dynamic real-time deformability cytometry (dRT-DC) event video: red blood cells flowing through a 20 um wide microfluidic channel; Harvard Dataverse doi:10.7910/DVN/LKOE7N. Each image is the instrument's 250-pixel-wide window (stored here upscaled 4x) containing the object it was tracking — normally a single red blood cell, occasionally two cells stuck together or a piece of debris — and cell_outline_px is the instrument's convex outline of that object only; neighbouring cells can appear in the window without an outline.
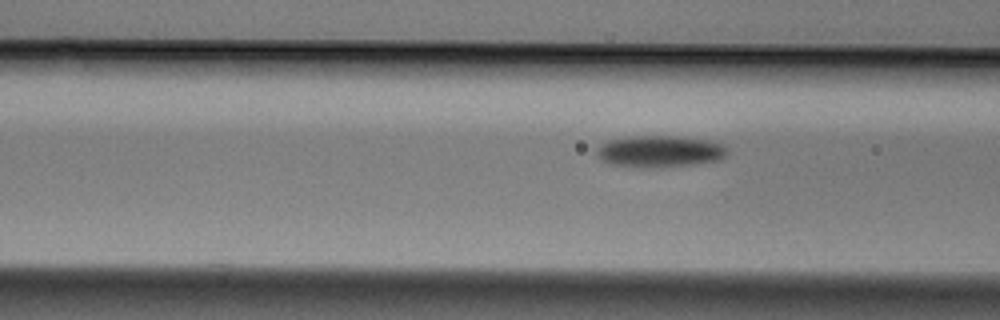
{"species": "Egyptian fruit bat (a non-hibernating species)", "species_latin": "Rousettus aegyptiacus", "temperature_condition": "cold", "stored_images_in_passage": 5, "camera_frame_rate_fps": 3000, "um_per_image_px": 0.085, "animal": {"sex": "male"}, "frame": {"image": 1, "passage_image": 4, "time_ms": 1.0, "image_size_px": [1000, 320], "cell_outline_px": [[728, 152], [720, 160], [692, 164], [660, 168], [608, 164], [600, 160], [596, 156], [596, 148], [600, 144], [608, 140], [628, 136], [676, 136], [712, 140], [728, 148]], "centroid_in_image_um": [56.05, 12.86], "position_along_channel_um": 110.6, "area_um2": 24.39}}